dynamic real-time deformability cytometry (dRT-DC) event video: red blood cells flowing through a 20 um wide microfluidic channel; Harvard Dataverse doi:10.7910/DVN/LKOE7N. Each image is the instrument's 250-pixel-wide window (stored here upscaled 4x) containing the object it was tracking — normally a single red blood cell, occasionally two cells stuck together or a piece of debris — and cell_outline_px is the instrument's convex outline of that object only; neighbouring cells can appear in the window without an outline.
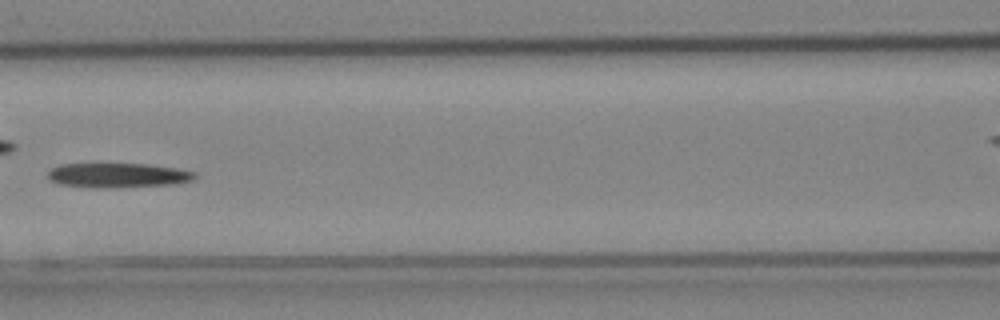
{"species": "Egyptian fruit bat (a non-hibernating species)", "species_latin": "Rousettus aegyptiacus", "temperature_condition": "cold", "stored_images_in_passage": 7, "camera_frame_rate_fps": 3000, "um_per_image_px": 0.085, "animal": {"sex": "female"}, "frame": {"image": 1, "passage_image": 7, "time_ms": 2.0, "image_size_px": [1000, 320], "cell_outline_px": [[196, 176], [192, 180], [176, 184], [108, 188], [96, 188], [56, 184], [48, 180], [48, 172], [52, 168], [60, 164], [148, 164], [176, 168], [196, 172]], "centroid_in_image_um": [9.99, 14.91], "position_along_channel_um": 156.6, "area_um2": 21.21}}